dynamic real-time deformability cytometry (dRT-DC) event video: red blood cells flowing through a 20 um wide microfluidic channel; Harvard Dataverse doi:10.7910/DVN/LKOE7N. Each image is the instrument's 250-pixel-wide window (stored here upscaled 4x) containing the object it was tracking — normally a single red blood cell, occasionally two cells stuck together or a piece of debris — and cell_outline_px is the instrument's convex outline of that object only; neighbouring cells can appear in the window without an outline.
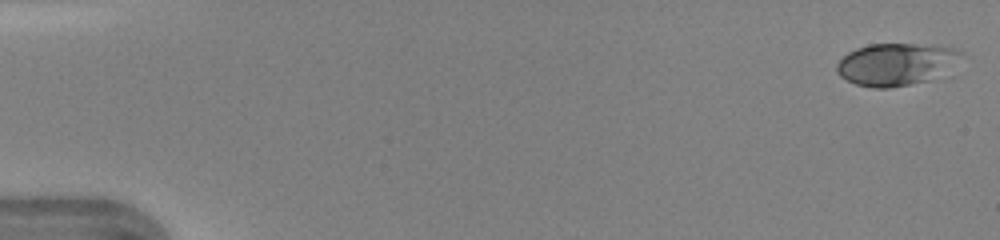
{"species": "human", "species_latin": "Homo sapiens", "temperature_condition": "warm", "stored_images_in_passage": 46, "camera_frame_rate_fps": 3000, "um_per_image_px": 0.085, "donor": {"sex": "female"}, "frame": {"image": 1, "passage_image": 1, "time_ms": 0.0, "image_size_px": [1000, 240], "cell_outline_px": [[964, 56], [928, 80], [888, 88], [872, 88], [856, 84], [840, 76], [836, 72], [836, 64], [848, 52], [856, 48], [868, 44], [912, 44], [956, 48], [964, 52]], "centroid_in_image_um": [76.09, 5.45], "position_along_channel_um": 8.9, "area_um2": 30.06}}
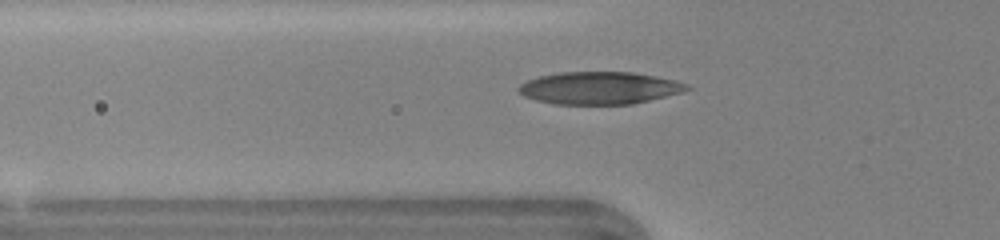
{"frame": {"image": 2, "passage_image": 16, "time_ms": 5.0, "image_size_px": [1000, 240], "cell_outline_px": [[692, 88], [684, 92], [632, 104], [552, 104], [536, 100], [524, 96], [516, 92], [516, 88], [520, 84], [528, 80], [540, 76], [560, 72], [632, 72], [656, 76], [676, 80], [688, 84]], "centroid_in_image_um": [50.95, 7.48], "position_along_channel_um": 74.8, "area_um2": 32.02}}
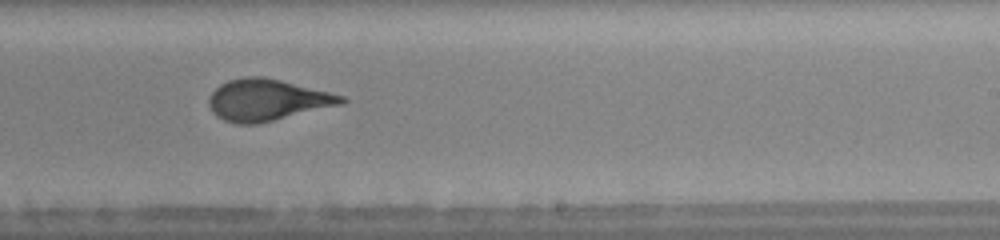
{"frame": {"image": 3, "passage_image": 29, "time_ms": 9.333, "image_size_px": [1000, 240], "cell_outline_px": [[348, 100], [344, 104], [256, 124], [236, 124], [224, 120], [216, 116], [212, 112], [208, 104], [208, 96], [220, 84], [228, 80], [244, 76], [260, 76], [280, 80], [344, 96]], "centroid_in_image_um": [22.68, 8.5], "position_along_channel_um": 266.3, "area_um2": 32.02}, "authors_computed_cell_mechanics": {"area_um2": 31.1542, "velocity_mm_per_s": 4.407, "shape_relaxation_time_tau1_ms": 6.3133, "shape_relaxation_time_tau2_ms": 0.7168, "deformation_change_tau1": 0.2025, "deformation_change_tau2": 0.0647}}